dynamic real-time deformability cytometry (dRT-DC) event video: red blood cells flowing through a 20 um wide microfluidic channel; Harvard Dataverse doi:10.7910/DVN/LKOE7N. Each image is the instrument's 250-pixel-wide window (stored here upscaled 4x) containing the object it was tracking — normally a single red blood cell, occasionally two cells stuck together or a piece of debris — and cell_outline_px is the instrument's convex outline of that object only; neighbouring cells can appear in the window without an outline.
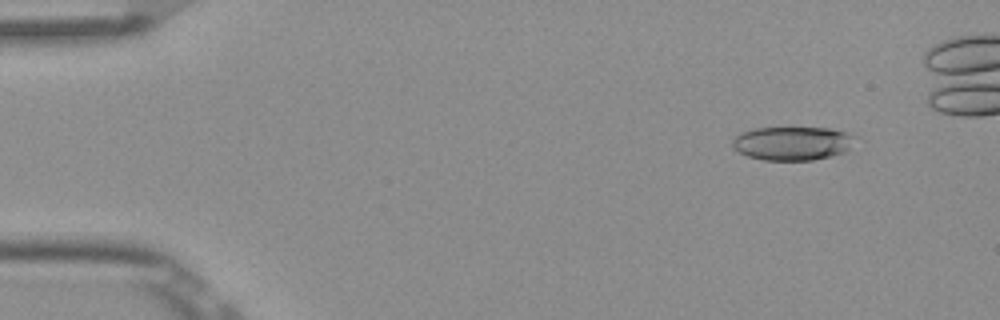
{"species": "Egyptian fruit bat (a non-hibernating species)", "species_latin": "Rousettus aegyptiacus", "temperature_condition": "room temperature", "stored_images_in_passage": 48, "camera_frame_rate_fps": 3000, "um_per_image_px": 0.085, "frame": {"image": 1, "passage_image": 6, "time_ms": 1.667, "image_size_px": [1000, 320], "cell_outline_px": [[848, 148], [844, 152], [832, 156], [812, 160], [764, 160], [748, 156], [732, 148], [732, 140], [740, 132], [756, 128], [828, 128], [844, 132], [848, 136]], "centroid_in_image_um": [67.22, 12.19], "position_along_channel_um": 17.8, "area_um2": 23.47}}
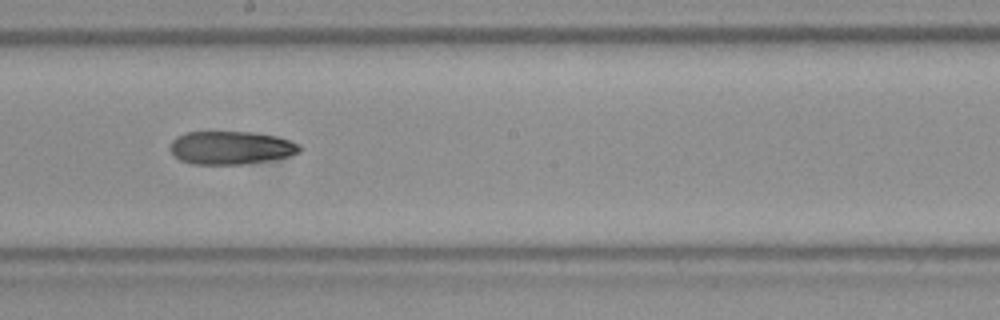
{"frame": {"image": 2, "passage_image": 30, "time_ms": 9.667, "image_size_px": [1000, 320], "cell_outline_px": [[304, 148], [300, 152], [292, 156], [244, 164], [192, 164], [180, 160], [172, 152], [172, 140], [176, 136], [188, 132], [252, 132], [276, 136], [300, 144]], "centroid_in_image_um": [19.68, 12.56], "position_along_channel_um": 228.5, "area_um2": 25.03}}
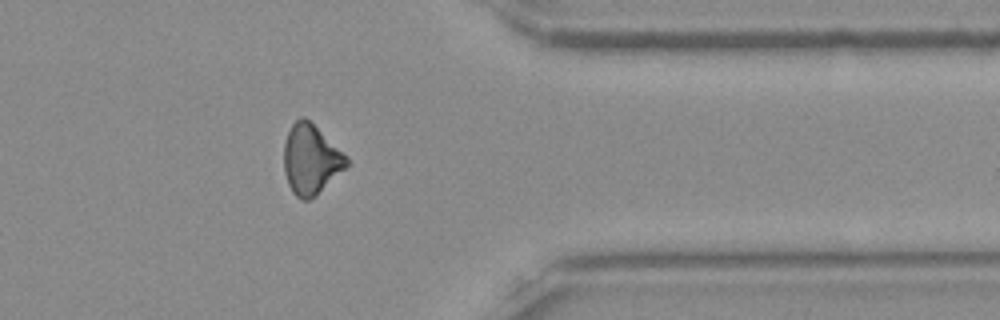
{"frame": {"image": 3, "passage_image": 43, "time_ms": 14.0, "image_size_px": [1000, 320], "cell_outline_px": [[348, 164], [316, 196], [308, 200], [300, 200], [292, 192], [288, 184], [284, 172], [284, 144], [288, 132], [292, 124], [300, 116], [304, 116], [348, 156]], "centroid_in_image_um": [26.4, 13.56], "position_along_channel_um": 385.0, "area_um2": 25.32}}